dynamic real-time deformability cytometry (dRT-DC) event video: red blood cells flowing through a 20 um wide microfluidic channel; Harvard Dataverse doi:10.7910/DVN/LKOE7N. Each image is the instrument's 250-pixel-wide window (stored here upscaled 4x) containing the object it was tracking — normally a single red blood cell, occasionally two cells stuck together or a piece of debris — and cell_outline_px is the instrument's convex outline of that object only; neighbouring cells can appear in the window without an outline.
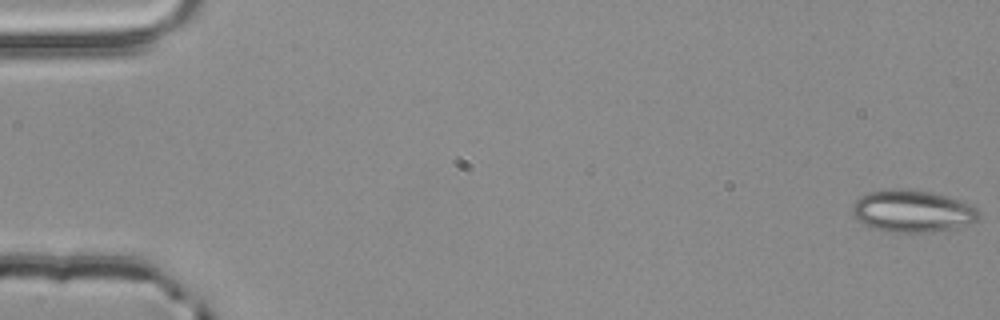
{"species": "common noctule bat (a hibernating species)", "species_latin": "Nyctalus noctula", "temperature_condition": "room temperature", "stored_images_in_passage": 56, "segment_of_instrument_passage": [1, 2], "camera_frame_rate_fps": 3000, "um_per_image_px": 0.085, "animal": {"sex": "male", "body_mass_g": 20.4}, "frame": {"image": 1, "passage_image": 1, "time_ms": 0.0, "image_size_px": [1000, 320], "cell_outline_px": [[980, 216], [976, 220], [968, 224], [956, 228], [928, 232], [884, 232], [860, 220], [852, 212], [852, 208], [856, 200], [860, 196], [868, 192], [896, 188], [904, 188], [928, 192], [960, 200], [976, 208], [980, 212]], "centroid_in_image_um": [77.57, 17.94], "position_along_channel_um": 7.4, "area_um2": 30.63}}
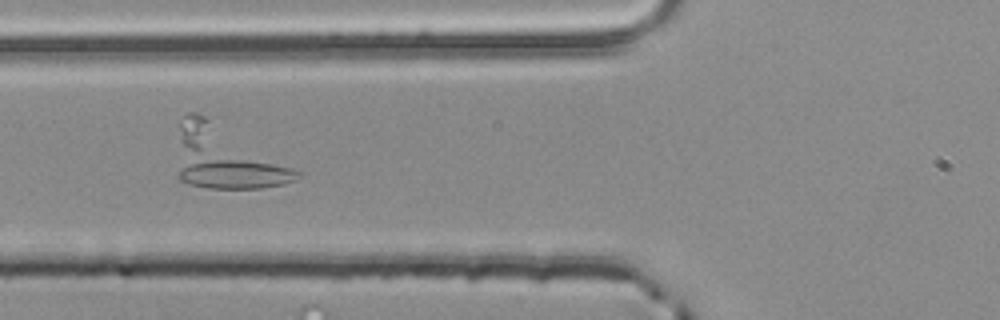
{"frame": {"image": 2, "passage_image": 22, "time_ms": 7.0, "image_size_px": [1000, 320], "cell_outline_px": [[300, 176], [296, 180], [284, 184], [260, 188], [208, 188], [192, 184], [180, 180], [180, 124], [184, 116], [188, 112], [196, 112], [204, 116], [300, 172]], "centroid_in_image_um": [19.22, 13.46], "position_along_channel_um": 106.6, "area_um2": 41.38}}
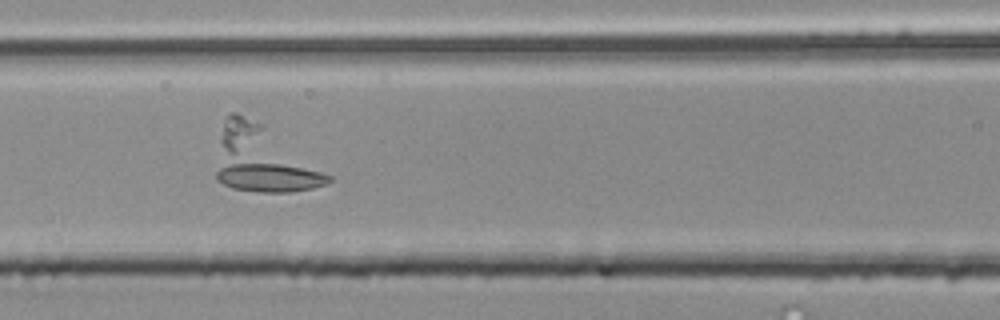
{"frame": {"image": 3, "passage_image": 25, "time_ms": 8.0, "image_size_px": [1000, 320], "cell_outline_px": [[332, 180], [328, 184], [312, 188], [292, 192], [260, 192], [232, 188], [216, 180], [216, 172], [220, 140], [224, 120], [232, 112], [236, 112], [264, 124], [332, 176]], "centroid_in_image_um": [22.38, 13.58], "position_along_channel_um": 144.2, "area_um2": 42.54}}